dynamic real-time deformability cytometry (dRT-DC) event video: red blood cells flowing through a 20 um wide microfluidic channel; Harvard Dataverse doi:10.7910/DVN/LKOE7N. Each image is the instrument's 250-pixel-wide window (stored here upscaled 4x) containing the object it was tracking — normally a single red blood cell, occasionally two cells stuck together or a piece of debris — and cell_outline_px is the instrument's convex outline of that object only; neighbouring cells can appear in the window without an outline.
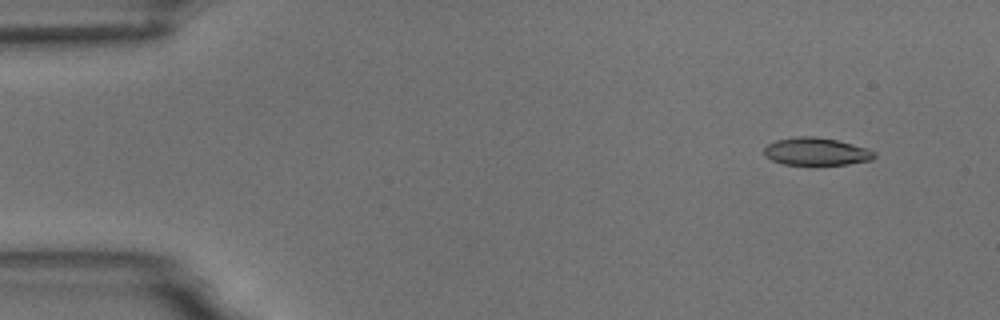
{"species": "common noctule bat (a hibernating species)", "species_latin": "Nyctalus noctula", "temperature_condition": "room temperature", "stored_images_in_passage": 48, "camera_frame_rate_fps": 3000, "um_per_image_px": 0.085, "animal": {"sex": "male", "body_mass_g": 18.8}, "frame": {"image": 1, "passage_image": 1, "time_ms": 0.0, "image_size_px": [1000, 320], "cell_outline_px": [[876, 156], [872, 160], [848, 164], [784, 164], [772, 160], [764, 156], [764, 148], [768, 144], [776, 140], [796, 136], [816, 136], [836, 140], [868, 148], [876, 152]], "centroid_in_image_um": [69.39, 12.87], "position_along_channel_um": 15.6, "area_um2": 17.74}}
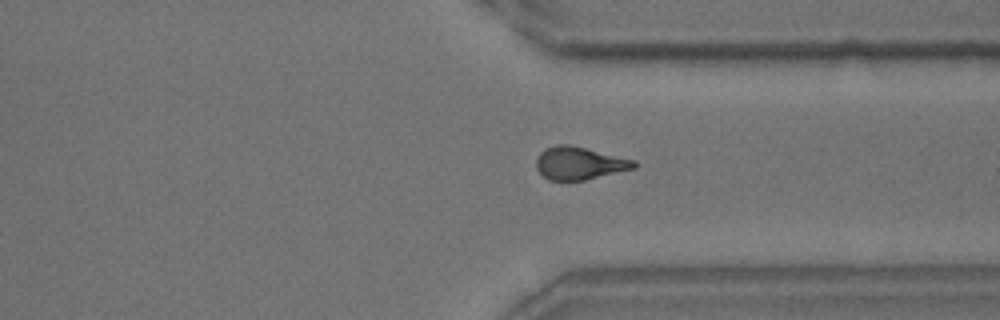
{"frame": {"image": 2, "passage_image": 38, "time_ms": 12.333, "image_size_px": [1000, 320], "cell_outline_px": [[636, 168], [584, 180], [548, 180], [536, 168], [536, 160], [540, 152], [544, 148], [556, 144], [568, 144], [636, 160]], "centroid_in_image_um": [49.23, 13.86], "position_along_channel_um": 362.2, "area_um2": 18.61}}
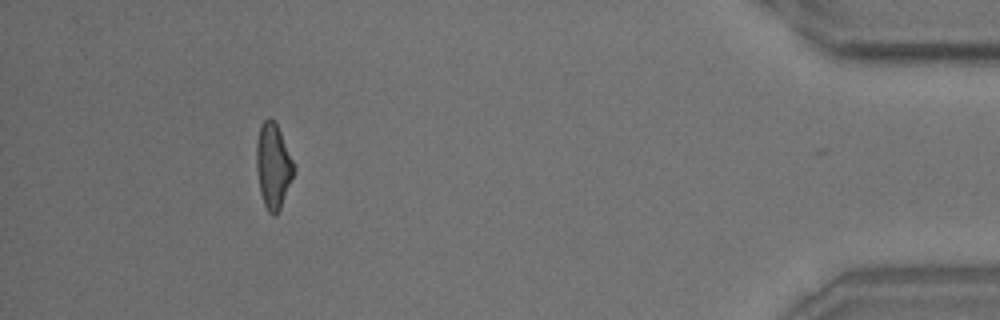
{"frame": {"image": 3, "passage_image": 47, "time_ms": 15.333, "image_size_px": [1000, 320], "cell_outline_px": [[296, 172], [280, 208], [276, 216], [272, 216], [268, 212], [264, 204], [260, 192], [256, 168], [256, 144], [260, 124], [268, 116], [276, 124], [296, 164]], "centroid_in_image_um": [23.24, 14.12], "position_along_channel_um": 412.0, "area_um2": 18.9}, "authors_computed_cell_mechanics": {"area_um2": 18.7561, "velocity_mm_per_s": 3.6459, "shape_relaxation_time_tau1_ms": 5.4483, "shape_relaxation_time_tau2_ms": 2.7468, "deformation_change_tau1": 0.1813, "deformation_change_tau2": 0.1131}}